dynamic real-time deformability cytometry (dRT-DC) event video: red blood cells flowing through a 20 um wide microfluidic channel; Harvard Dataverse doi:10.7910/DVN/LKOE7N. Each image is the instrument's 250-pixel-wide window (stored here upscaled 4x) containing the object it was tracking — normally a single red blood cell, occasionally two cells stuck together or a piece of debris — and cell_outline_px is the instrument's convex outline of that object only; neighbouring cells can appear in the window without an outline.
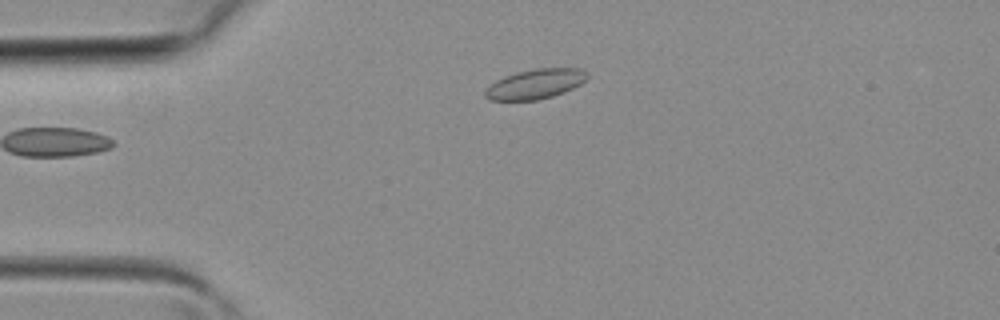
{"species": "common noctule bat (a hibernating species)", "species_latin": "Nyctalus noctula", "temperature_condition": "room temperature", "stored_images_in_passage": 28, "camera_frame_rate_fps": 3000, "um_per_image_px": 0.085, "animal": {"sex": "female", "body_mass_g": 19.3, "forearm_length_mm": 54.1}, "frame": {"image": 1, "passage_image": 1, "time_ms": 0.0, "image_size_px": [1000, 320], "cell_outline_px": [[588, 76], [580, 84], [564, 92], [552, 96], [536, 100], [488, 100], [484, 96], [484, 92], [496, 80], [504, 76], [516, 72], [536, 68], [580, 68], [588, 72]], "centroid_in_image_um": [45.5, 7.13], "position_along_channel_um": 39.5, "area_um2": 17.63}}
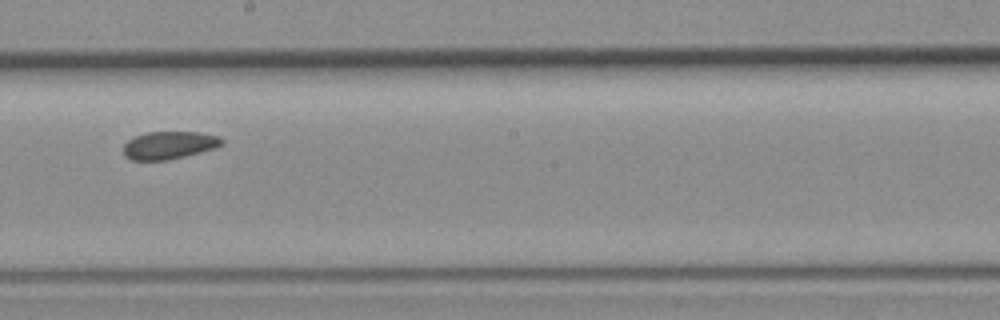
{"frame": {"image": 2, "passage_image": 14, "time_ms": 4.333, "image_size_px": [1000, 320], "cell_outline_px": [[224, 144], [216, 148], [168, 160], [132, 160], [124, 156], [124, 144], [128, 140], [136, 136], [148, 132], [200, 132], [220, 136], [224, 140]], "centroid_in_image_um": [14.41, 12.34], "position_along_channel_um": 233.8, "area_um2": 15.95}}
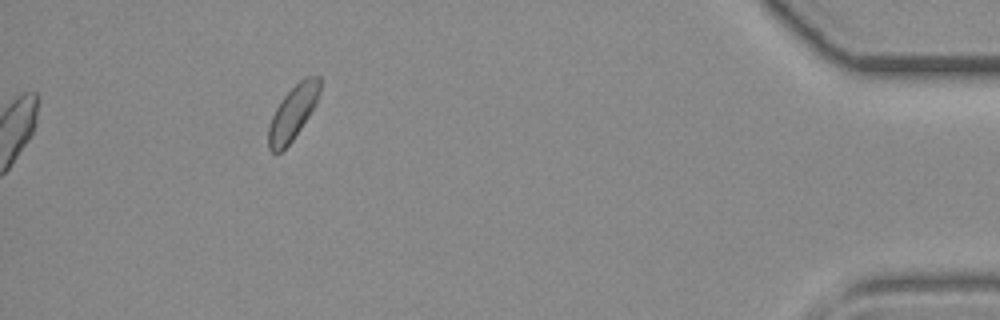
{"frame": {"image": 3, "passage_image": 28, "time_ms": 9.0, "image_size_px": [1000, 320], "cell_outline_px": [[320, 92], [316, 104], [292, 140], [280, 152], [272, 152], [268, 148], [268, 128], [272, 116], [280, 100], [300, 80], [308, 76], [320, 76]], "centroid_in_image_um": [24.88, 9.57], "position_along_channel_um": 410.3, "area_um2": 15.9}}